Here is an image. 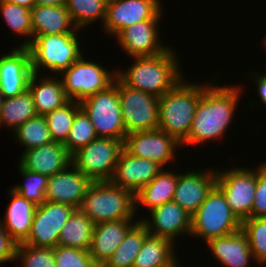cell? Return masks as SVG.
<instances>
[{
	"mask_svg": "<svg viewBox=\"0 0 266 267\" xmlns=\"http://www.w3.org/2000/svg\"><path fill=\"white\" fill-rule=\"evenodd\" d=\"M212 76L213 83H209L203 89L188 138L181 144V147L220 140L225 136L226 130H229L231 122L234 121L243 85L216 86L217 76Z\"/></svg>",
	"mask_w": 266,
	"mask_h": 267,
	"instance_id": "1",
	"label": "cell"
},
{
	"mask_svg": "<svg viewBox=\"0 0 266 267\" xmlns=\"http://www.w3.org/2000/svg\"><path fill=\"white\" fill-rule=\"evenodd\" d=\"M175 52L170 46L157 56L133 57L130 67L117 70V77L130 88L160 98L184 79L181 61Z\"/></svg>",
	"mask_w": 266,
	"mask_h": 267,
	"instance_id": "2",
	"label": "cell"
},
{
	"mask_svg": "<svg viewBox=\"0 0 266 267\" xmlns=\"http://www.w3.org/2000/svg\"><path fill=\"white\" fill-rule=\"evenodd\" d=\"M205 84L182 79L173 89L159 98V126L161 131L182 144L189 135L195 110Z\"/></svg>",
	"mask_w": 266,
	"mask_h": 267,
	"instance_id": "3",
	"label": "cell"
},
{
	"mask_svg": "<svg viewBox=\"0 0 266 267\" xmlns=\"http://www.w3.org/2000/svg\"><path fill=\"white\" fill-rule=\"evenodd\" d=\"M79 210L94 224L136 219L135 194L110 181L92 182Z\"/></svg>",
	"mask_w": 266,
	"mask_h": 267,
	"instance_id": "4",
	"label": "cell"
},
{
	"mask_svg": "<svg viewBox=\"0 0 266 267\" xmlns=\"http://www.w3.org/2000/svg\"><path fill=\"white\" fill-rule=\"evenodd\" d=\"M78 33L33 35L27 47L31 55V66L34 74H41V69L55 76L68 69L82 55Z\"/></svg>",
	"mask_w": 266,
	"mask_h": 267,
	"instance_id": "5",
	"label": "cell"
},
{
	"mask_svg": "<svg viewBox=\"0 0 266 267\" xmlns=\"http://www.w3.org/2000/svg\"><path fill=\"white\" fill-rule=\"evenodd\" d=\"M241 229V222L233 214L225 195L215 186L205 201L191 216V237L209 240L233 234Z\"/></svg>",
	"mask_w": 266,
	"mask_h": 267,
	"instance_id": "6",
	"label": "cell"
},
{
	"mask_svg": "<svg viewBox=\"0 0 266 267\" xmlns=\"http://www.w3.org/2000/svg\"><path fill=\"white\" fill-rule=\"evenodd\" d=\"M90 118L97 137L125 140L126 129L118 96V77L114 83L79 102Z\"/></svg>",
	"mask_w": 266,
	"mask_h": 267,
	"instance_id": "7",
	"label": "cell"
},
{
	"mask_svg": "<svg viewBox=\"0 0 266 267\" xmlns=\"http://www.w3.org/2000/svg\"><path fill=\"white\" fill-rule=\"evenodd\" d=\"M124 141L97 137L71 155L72 164L92 182L110 181Z\"/></svg>",
	"mask_w": 266,
	"mask_h": 267,
	"instance_id": "8",
	"label": "cell"
},
{
	"mask_svg": "<svg viewBox=\"0 0 266 267\" xmlns=\"http://www.w3.org/2000/svg\"><path fill=\"white\" fill-rule=\"evenodd\" d=\"M60 75L66 96L70 100L80 102L111 86L117 77V69L109 71L93 60L84 59L83 54Z\"/></svg>",
	"mask_w": 266,
	"mask_h": 267,
	"instance_id": "9",
	"label": "cell"
},
{
	"mask_svg": "<svg viewBox=\"0 0 266 267\" xmlns=\"http://www.w3.org/2000/svg\"><path fill=\"white\" fill-rule=\"evenodd\" d=\"M216 186L225 195L231 211L240 222L251 218L256 190L255 168L236 166L216 169Z\"/></svg>",
	"mask_w": 266,
	"mask_h": 267,
	"instance_id": "10",
	"label": "cell"
},
{
	"mask_svg": "<svg viewBox=\"0 0 266 267\" xmlns=\"http://www.w3.org/2000/svg\"><path fill=\"white\" fill-rule=\"evenodd\" d=\"M118 96L126 134L158 129L159 97L130 88L119 78Z\"/></svg>",
	"mask_w": 266,
	"mask_h": 267,
	"instance_id": "11",
	"label": "cell"
},
{
	"mask_svg": "<svg viewBox=\"0 0 266 267\" xmlns=\"http://www.w3.org/2000/svg\"><path fill=\"white\" fill-rule=\"evenodd\" d=\"M160 0H108L103 23L105 33L117 36L123 29L145 20H161Z\"/></svg>",
	"mask_w": 266,
	"mask_h": 267,
	"instance_id": "12",
	"label": "cell"
},
{
	"mask_svg": "<svg viewBox=\"0 0 266 267\" xmlns=\"http://www.w3.org/2000/svg\"><path fill=\"white\" fill-rule=\"evenodd\" d=\"M180 146L181 144L174 137L159 128L129 133L124 140V149L129 154L153 161L163 169H167V165L174 159L177 160L175 151H178Z\"/></svg>",
	"mask_w": 266,
	"mask_h": 267,
	"instance_id": "13",
	"label": "cell"
},
{
	"mask_svg": "<svg viewBox=\"0 0 266 267\" xmlns=\"http://www.w3.org/2000/svg\"><path fill=\"white\" fill-rule=\"evenodd\" d=\"M76 209L67 204L45 201L38 205L25 245L51 247L58 245L60 232Z\"/></svg>",
	"mask_w": 266,
	"mask_h": 267,
	"instance_id": "14",
	"label": "cell"
},
{
	"mask_svg": "<svg viewBox=\"0 0 266 267\" xmlns=\"http://www.w3.org/2000/svg\"><path fill=\"white\" fill-rule=\"evenodd\" d=\"M145 20L123 29L117 36V45L130 57H152L165 52L169 46L161 42L159 22Z\"/></svg>",
	"mask_w": 266,
	"mask_h": 267,
	"instance_id": "15",
	"label": "cell"
},
{
	"mask_svg": "<svg viewBox=\"0 0 266 267\" xmlns=\"http://www.w3.org/2000/svg\"><path fill=\"white\" fill-rule=\"evenodd\" d=\"M149 213L148 218L141 217L140 221L150 235L169 239L173 243L181 235H191V215L176 202H167L153 208Z\"/></svg>",
	"mask_w": 266,
	"mask_h": 267,
	"instance_id": "16",
	"label": "cell"
},
{
	"mask_svg": "<svg viewBox=\"0 0 266 267\" xmlns=\"http://www.w3.org/2000/svg\"><path fill=\"white\" fill-rule=\"evenodd\" d=\"M32 74L28 48L15 46L7 54L0 56V92L4 98L25 92Z\"/></svg>",
	"mask_w": 266,
	"mask_h": 267,
	"instance_id": "17",
	"label": "cell"
},
{
	"mask_svg": "<svg viewBox=\"0 0 266 267\" xmlns=\"http://www.w3.org/2000/svg\"><path fill=\"white\" fill-rule=\"evenodd\" d=\"M216 186V170L197 169L178 173L173 200L191 216Z\"/></svg>",
	"mask_w": 266,
	"mask_h": 267,
	"instance_id": "18",
	"label": "cell"
},
{
	"mask_svg": "<svg viewBox=\"0 0 266 267\" xmlns=\"http://www.w3.org/2000/svg\"><path fill=\"white\" fill-rule=\"evenodd\" d=\"M91 183L92 181L71 163L64 170L48 177L46 201L79 209Z\"/></svg>",
	"mask_w": 266,
	"mask_h": 267,
	"instance_id": "19",
	"label": "cell"
},
{
	"mask_svg": "<svg viewBox=\"0 0 266 267\" xmlns=\"http://www.w3.org/2000/svg\"><path fill=\"white\" fill-rule=\"evenodd\" d=\"M162 167L145 158H138L129 154L125 149L115 166L110 182L137 194L148 185L161 171Z\"/></svg>",
	"mask_w": 266,
	"mask_h": 267,
	"instance_id": "20",
	"label": "cell"
},
{
	"mask_svg": "<svg viewBox=\"0 0 266 267\" xmlns=\"http://www.w3.org/2000/svg\"><path fill=\"white\" fill-rule=\"evenodd\" d=\"M71 154L62 142L51 143L21 153L17 163L23 169L53 176L71 164Z\"/></svg>",
	"mask_w": 266,
	"mask_h": 267,
	"instance_id": "21",
	"label": "cell"
},
{
	"mask_svg": "<svg viewBox=\"0 0 266 267\" xmlns=\"http://www.w3.org/2000/svg\"><path fill=\"white\" fill-rule=\"evenodd\" d=\"M139 220L124 219L95 224L89 249L91 258L102 267Z\"/></svg>",
	"mask_w": 266,
	"mask_h": 267,
	"instance_id": "22",
	"label": "cell"
},
{
	"mask_svg": "<svg viewBox=\"0 0 266 267\" xmlns=\"http://www.w3.org/2000/svg\"><path fill=\"white\" fill-rule=\"evenodd\" d=\"M208 251L224 267H248L250 261H254L245 233L239 231L209 240ZM252 259V260H251Z\"/></svg>",
	"mask_w": 266,
	"mask_h": 267,
	"instance_id": "23",
	"label": "cell"
},
{
	"mask_svg": "<svg viewBox=\"0 0 266 267\" xmlns=\"http://www.w3.org/2000/svg\"><path fill=\"white\" fill-rule=\"evenodd\" d=\"M48 75L44 73L41 77L33 73L29 80L28 90L33 98L37 115H46L70 100L65 94L61 78Z\"/></svg>",
	"mask_w": 266,
	"mask_h": 267,
	"instance_id": "24",
	"label": "cell"
},
{
	"mask_svg": "<svg viewBox=\"0 0 266 267\" xmlns=\"http://www.w3.org/2000/svg\"><path fill=\"white\" fill-rule=\"evenodd\" d=\"M11 202L9 203L4 219H0L3 228L18 243H24L31 231L36 205L9 189Z\"/></svg>",
	"mask_w": 266,
	"mask_h": 267,
	"instance_id": "25",
	"label": "cell"
},
{
	"mask_svg": "<svg viewBox=\"0 0 266 267\" xmlns=\"http://www.w3.org/2000/svg\"><path fill=\"white\" fill-rule=\"evenodd\" d=\"M33 35L80 33L66 6L35 5L31 9Z\"/></svg>",
	"mask_w": 266,
	"mask_h": 267,
	"instance_id": "26",
	"label": "cell"
},
{
	"mask_svg": "<svg viewBox=\"0 0 266 267\" xmlns=\"http://www.w3.org/2000/svg\"><path fill=\"white\" fill-rule=\"evenodd\" d=\"M174 243L166 238L148 235L136 256L133 267H179Z\"/></svg>",
	"mask_w": 266,
	"mask_h": 267,
	"instance_id": "27",
	"label": "cell"
},
{
	"mask_svg": "<svg viewBox=\"0 0 266 267\" xmlns=\"http://www.w3.org/2000/svg\"><path fill=\"white\" fill-rule=\"evenodd\" d=\"M167 170L162 169L148 185L135 194L136 213L141 205L149 212L173 200L178 173Z\"/></svg>",
	"mask_w": 266,
	"mask_h": 267,
	"instance_id": "28",
	"label": "cell"
},
{
	"mask_svg": "<svg viewBox=\"0 0 266 267\" xmlns=\"http://www.w3.org/2000/svg\"><path fill=\"white\" fill-rule=\"evenodd\" d=\"M94 222L79 209H76L62 228L58 245L89 251Z\"/></svg>",
	"mask_w": 266,
	"mask_h": 267,
	"instance_id": "29",
	"label": "cell"
},
{
	"mask_svg": "<svg viewBox=\"0 0 266 267\" xmlns=\"http://www.w3.org/2000/svg\"><path fill=\"white\" fill-rule=\"evenodd\" d=\"M148 235L146 226L139 220L102 267H133L134 260Z\"/></svg>",
	"mask_w": 266,
	"mask_h": 267,
	"instance_id": "30",
	"label": "cell"
},
{
	"mask_svg": "<svg viewBox=\"0 0 266 267\" xmlns=\"http://www.w3.org/2000/svg\"><path fill=\"white\" fill-rule=\"evenodd\" d=\"M33 98L27 89L15 97L4 98L1 115L0 127L6 126L8 130L14 132L20 125L36 116Z\"/></svg>",
	"mask_w": 266,
	"mask_h": 267,
	"instance_id": "31",
	"label": "cell"
},
{
	"mask_svg": "<svg viewBox=\"0 0 266 267\" xmlns=\"http://www.w3.org/2000/svg\"><path fill=\"white\" fill-rule=\"evenodd\" d=\"M0 12L7 26L13 33L26 37L18 47L27 48L33 40L31 10L15 3L0 0ZM29 38V39H28Z\"/></svg>",
	"mask_w": 266,
	"mask_h": 267,
	"instance_id": "32",
	"label": "cell"
},
{
	"mask_svg": "<svg viewBox=\"0 0 266 267\" xmlns=\"http://www.w3.org/2000/svg\"><path fill=\"white\" fill-rule=\"evenodd\" d=\"M13 133L14 141L18 145L24 146L23 152L53 141L44 115L32 117L20 125Z\"/></svg>",
	"mask_w": 266,
	"mask_h": 267,
	"instance_id": "33",
	"label": "cell"
},
{
	"mask_svg": "<svg viewBox=\"0 0 266 267\" xmlns=\"http://www.w3.org/2000/svg\"><path fill=\"white\" fill-rule=\"evenodd\" d=\"M107 2L108 0H67L66 8L74 25L82 30L100 19L103 25Z\"/></svg>",
	"mask_w": 266,
	"mask_h": 267,
	"instance_id": "34",
	"label": "cell"
},
{
	"mask_svg": "<svg viewBox=\"0 0 266 267\" xmlns=\"http://www.w3.org/2000/svg\"><path fill=\"white\" fill-rule=\"evenodd\" d=\"M79 102L69 100L65 105L44 115L53 141L64 143L71 130Z\"/></svg>",
	"mask_w": 266,
	"mask_h": 267,
	"instance_id": "35",
	"label": "cell"
},
{
	"mask_svg": "<svg viewBox=\"0 0 266 267\" xmlns=\"http://www.w3.org/2000/svg\"><path fill=\"white\" fill-rule=\"evenodd\" d=\"M19 174L24 179V183L13 185L10 189L21 195L28 201L33 202L36 206L46 201V188L48 176L37 172L23 169L18 165Z\"/></svg>",
	"mask_w": 266,
	"mask_h": 267,
	"instance_id": "36",
	"label": "cell"
},
{
	"mask_svg": "<svg viewBox=\"0 0 266 267\" xmlns=\"http://www.w3.org/2000/svg\"><path fill=\"white\" fill-rule=\"evenodd\" d=\"M241 230L248 239L254 261L266 264V217L248 218L241 222Z\"/></svg>",
	"mask_w": 266,
	"mask_h": 267,
	"instance_id": "37",
	"label": "cell"
},
{
	"mask_svg": "<svg viewBox=\"0 0 266 267\" xmlns=\"http://www.w3.org/2000/svg\"><path fill=\"white\" fill-rule=\"evenodd\" d=\"M97 138L94 126L90 118L80 108L75 115L67 140L63 143L68 152L72 155L78 149L87 146Z\"/></svg>",
	"mask_w": 266,
	"mask_h": 267,
	"instance_id": "38",
	"label": "cell"
},
{
	"mask_svg": "<svg viewBox=\"0 0 266 267\" xmlns=\"http://www.w3.org/2000/svg\"><path fill=\"white\" fill-rule=\"evenodd\" d=\"M15 260H21V267H56L51 247L18 244Z\"/></svg>",
	"mask_w": 266,
	"mask_h": 267,
	"instance_id": "39",
	"label": "cell"
},
{
	"mask_svg": "<svg viewBox=\"0 0 266 267\" xmlns=\"http://www.w3.org/2000/svg\"><path fill=\"white\" fill-rule=\"evenodd\" d=\"M56 267H100L89 251L57 245L54 248Z\"/></svg>",
	"mask_w": 266,
	"mask_h": 267,
	"instance_id": "40",
	"label": "cell"
},
{
	"mask_svg": "<svg viewBox=\"0 0 266 267\" xmlns=\"http://www.w3.org/2000/svg\"><path fill=\"white\" fill-rule=\"evenodd\" d=\"M266 217V161L256 168L255 200L251 211V218Z\"/></svg>",
	"mask_w": 266,
	"mask_h": 267,
	"instance_id": "41",
	"label": "cell"
},
{
	"mask_svg": "<svg viewBox=\"0 0 266 267\" xmlns=\"http://www.w3.org/2000/svg\"><path fill=\"white\" fill-rule=\"evenodd\" d=\"M18 243L3 228L0 221V264L14 261Z\"/></svg>",
	"mask_w": 266,
	"mask_h": 267,
	"instance_id": "42",
	"label": "cell"
},
{
	"mask_svg": "<svg viewBox=\"0 0 266 267\" xmlns=\"http://www.w3.org/2000/svg\"><path fill=\"white\" fill-rule=\"evenodd\" d=\"M254 80L256 83V90L257 94L260 96L261 103L265 105L266 108V73L261 74V73H256L254 74Z\"/></svg>",
	"mask_w": 266,
	"mask_h": 267,
	"instance_id": "43",
	"label": "cell"
},
{
	"mask_svg": "<svg viewBox=\"0 0 266 267\" xmlns=\"http://www.w3.org/2000/svg\"><path fill=\"white\" fill-rule=\"evenodd\" d=\"M67 0H35L36 5L66 6Z\"/></svg>",
	"mask_w": 266,
	"mask_h": 267,
	"instance_id": "44",
	"label": "cell"
},
{
	"mask_svg": "<svg viewBox=\"0 0 266 267\" xmlns=\"http://www.w3.org/2000/svg\"><path fill=\"white\" fill-rule=\"evenodd\" d=\"M3 1L18 4L30 10L36 5L35 0H3Z\"/></svg>",
	"mask_w": 266,
	"mask_h": 267,
	"instance_id": "45",
	"label": "cell"
},
{
	"mask_svg": "<svg viewBox=\"0 0 266 267\" xmlns=\"http://www.w3.org/2000/svg\"><path fill=\"white\" fill-rule=\"evenodd\" d=\"M3 102H4V96L0 92V115H1V110H2V106H3Z\"/></svg>",
	"mask_w": 266,
	"mask_h": 267,
	"instance_id": "46",
	"label": "cell"
},
{
	"mask_svg": "<svg viewBox=\"0 0 266 267\" xmlns=\"http://www.w3.org/2000/svg\"><path fill=\"white\" fill-rule=\"evenodd\" d=\"M263 44H264V47L266 48V37L263 39Z\"/></svg>",
	"mask_w": 266,
	"mask_h": 267,
	"instance_id": "47",
	"label": "cell"
}]
</instances>
